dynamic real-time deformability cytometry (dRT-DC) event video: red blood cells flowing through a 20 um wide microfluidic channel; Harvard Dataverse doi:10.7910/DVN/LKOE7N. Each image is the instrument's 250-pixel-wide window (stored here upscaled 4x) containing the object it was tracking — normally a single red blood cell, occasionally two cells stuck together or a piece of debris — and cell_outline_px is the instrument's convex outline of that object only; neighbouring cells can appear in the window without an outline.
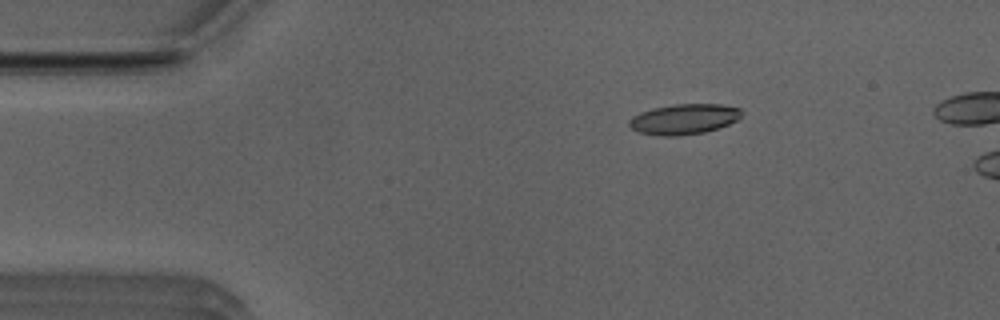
{"species": "Egyptian fruit bat (a non-hibernating species)", "species_latin": "Rousettus aegyptiacus", "temperature_condition": "room temperature", "stored_images_in_passage": 6, "camera_frame_rate_fps": 3000, "um_per_image_px": 0.085, "animal": {"sex": "male"}, "frame": {"image": 1, "passage_image": 1, "time_ms": 0.0, "image_size_px": [1000, 320], "cell_outline_px": [[740, 116], [736, 120], [728, 124], [704, 132], [676, 136], [660, 136], [640, 132], [632, 128], [628, 124], [628, 120], [632, 116], [640, 112], [652, 108], [672, 104], [720, 104], [740, 108]], "centroid_in_image_um": [58.09, 10.12], "position_along_channel_um": 26.9, "area_um2": 19.77}}